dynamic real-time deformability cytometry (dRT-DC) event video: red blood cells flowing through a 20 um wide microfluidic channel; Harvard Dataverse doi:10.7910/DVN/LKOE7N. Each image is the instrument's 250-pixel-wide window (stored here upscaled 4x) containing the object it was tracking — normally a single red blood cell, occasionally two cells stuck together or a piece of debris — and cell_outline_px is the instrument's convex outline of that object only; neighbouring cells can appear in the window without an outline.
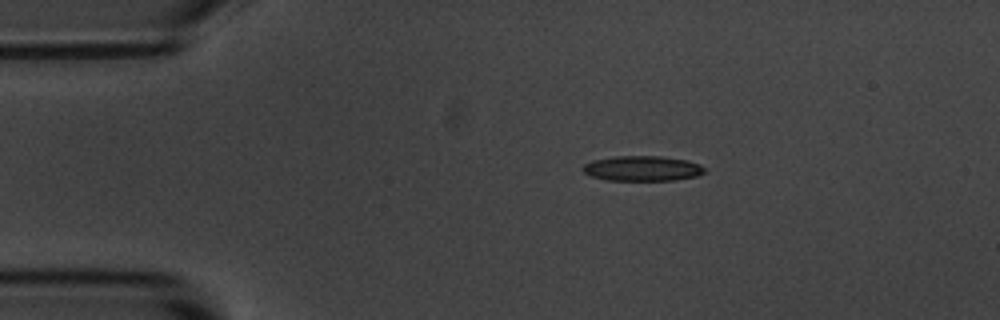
{"species": "common noctule bat (a hibernating species)", "species_latin": "Nyctalus noctula", "temperature_condition": "room temperature", "stored_images_in_passage": 6, "camera_frame_rate_fps": 3000, "um_per_image_px": 0.085, "animal": {"sex": "male", "body_mass_g": 20.1, "forearm_length_mm": 53.5}, "frame": {"image": 1, "passage_image": 1, "time_ms": 0.0, "image_size_px": [1000, 320], "cell_outline_px": [[704, 172], [696, 176], [676, 180], [608, 180], [592, 176], [584, 172], [580, 168], [584, 164], [592, 160], [616, 156], [660, 156], [684, 160], [700, 164], [704, 168]], "centroid_in_image_um": [54.57, 14.31], "position_along_channel_um": 30.4, "area_um2": 17.69}}
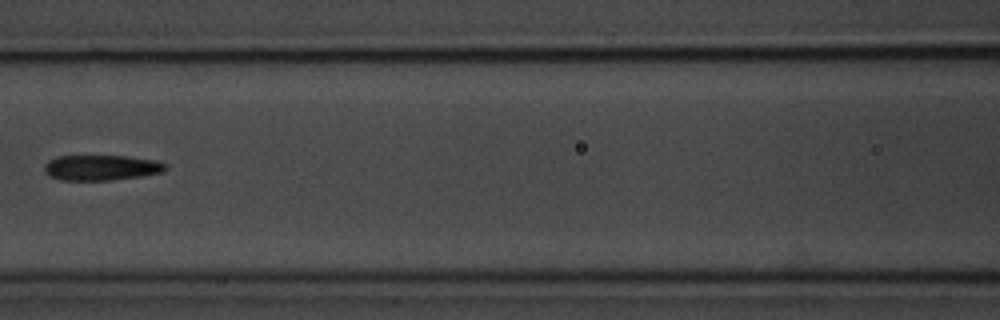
{"frame": {"image": 2, "passage_image": 5, "time_ms": 4.667, "image_size_px": [1000, 320], "cell_outline_px": [[168, 168], [164, 172], [144, 176], [112, 180], [60, 180], [48, 176], [44, 172], [44, 164], [48, 160], [56, 156], [128, 156], [156, 160], [168, 164]], "centroid_in_image_um": [8.63, 14.25], "position_along_channel_um": 158.0, "area_um2": 18.32}}
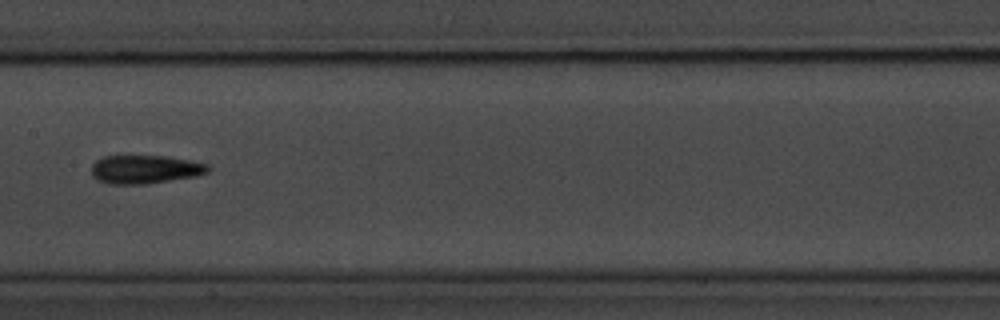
{"frame": {"image": 3, "passage_image": 6, "time_ms": 5.667, "image_size_px": [1000, 320], "cell_outline_px": [[212, 168], [208, 172], [196, 176], [148, 184], [108, 184], [96, 180], [92, 176], [92, 164], [96, 160], [104, 156], [164, 156], [188, 160], [208, 164]], "centroid_in_image_um": [12.32, 14.4], "position_along_channel_um": 195.1, "area_um2": 19.48}}